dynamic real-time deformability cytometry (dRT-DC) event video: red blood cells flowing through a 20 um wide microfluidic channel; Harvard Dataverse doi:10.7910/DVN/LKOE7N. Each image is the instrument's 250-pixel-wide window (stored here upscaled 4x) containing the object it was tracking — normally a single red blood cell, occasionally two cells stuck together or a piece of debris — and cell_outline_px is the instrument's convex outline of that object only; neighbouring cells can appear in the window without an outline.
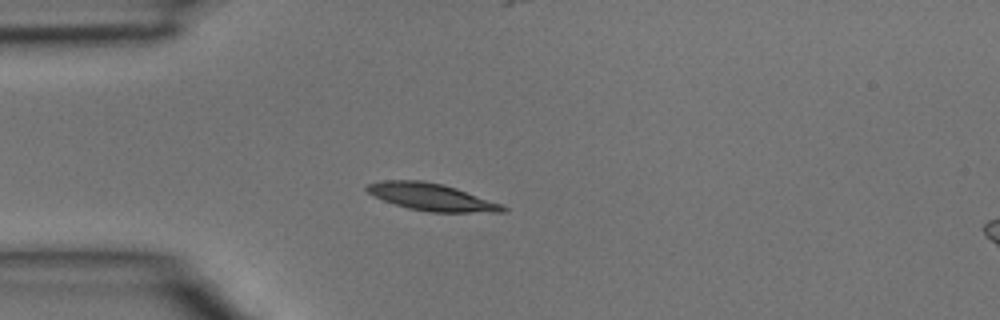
{"species": "common noctule bat (a hibernating species)", "species_latin": "Nyctalus noctula", "temperature_condition": "room temperature", "stored_images_in_passage": 6, "segment_of_instrument_passage": [1, 2], "camera_frame_rate_fps": 3000, "um_per_image_px": 0.085, "animal": {"sex": "male", "body_mass_g": 15.6}, "frame": {"image": 1, "passage_image": 4, "time_ms": 1.0, "image_size_px": [1000, 320], "cell_outline_px": [[508, 212], [428, 212], [408, 208], [384, 200], [368, 192], [364, 188], [368, 184], [384, 180], [424, 180], [444, 184], [456, 188], [500, 204], [508, 208]], "centroid_in_image_um": [36.68, 16.74], "position_along_channel_um": 48.3, "area_um2": 21.33}}